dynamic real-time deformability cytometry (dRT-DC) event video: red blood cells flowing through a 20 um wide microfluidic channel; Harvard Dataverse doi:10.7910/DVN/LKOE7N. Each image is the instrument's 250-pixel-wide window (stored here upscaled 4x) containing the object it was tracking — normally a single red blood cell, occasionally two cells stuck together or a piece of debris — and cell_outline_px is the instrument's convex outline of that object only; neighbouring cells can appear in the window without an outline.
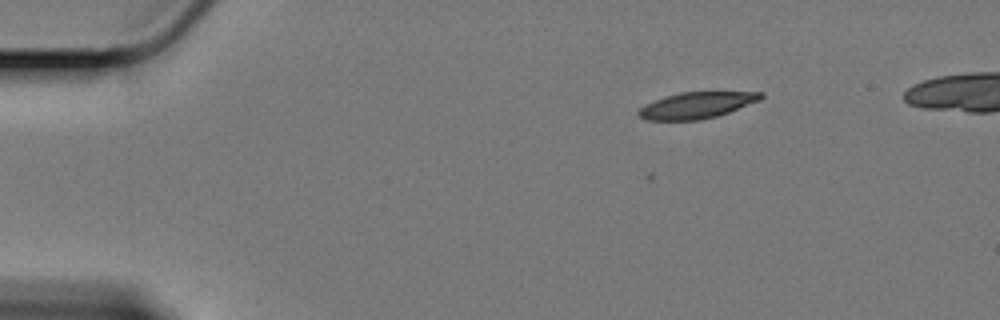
{"species": "Egyptian fruit bat (a non-hibernating species)", "species_latin": "Rousettus aegyptiacus", "temperature_condition": "cold", "stored_images_in_passage": 3, "camera_frame_rate_fps": 3000, "um_per_image_px": 0.085, "animal": {"sex": "female"}, "frame": {"image": 1, "passage_image": 1, "time_ms": 0.0, "image_size_px": [1000, 320], "cell_outline_px": [[764, 96], [760, 100], [728, 112], [716, 116], [700, 120], [648, 120], [640, 116], [636, 112], [644, 104], [664, 96], [680, 92], [764, 92]], "centroid_in_image_um": [59.19, 8.94], "position_along_channel_um": 25.8, "area_um2": 18.67}}